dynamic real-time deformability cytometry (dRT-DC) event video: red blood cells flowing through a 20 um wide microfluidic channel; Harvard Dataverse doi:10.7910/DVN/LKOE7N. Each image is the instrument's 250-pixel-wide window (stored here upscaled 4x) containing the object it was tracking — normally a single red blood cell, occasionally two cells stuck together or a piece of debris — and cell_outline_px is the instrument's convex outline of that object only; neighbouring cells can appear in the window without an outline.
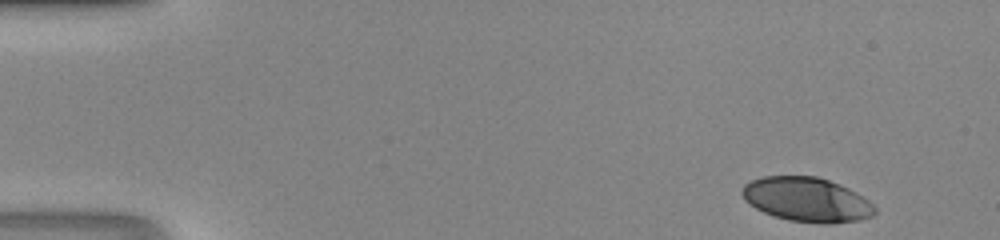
{"species": "human", "species_latin": "Homo sapiens", "temperature_condition": "room temperature", "stored_images_in_passage": 45, "segment_of_instrument_passage": [1, 2], "camera_frame_rate_fps": 3000, "um_per_image_px": 0.085, "donor": {"sex": "male"}, "frame": {"image": 1, "passage_image": 1, "time_ms": 0.0, "image_size_px": [1000, 240], "cell_outline_px": [[876, 212], [872, 216], [860, 220], [832, 224], [824, 224], [788, 220], [764, 212], [756, 208], [744, 200], [740, 192], [744, 184], [752, 180], [764, 176], [816, 176], [840, 184], [856, 192], [868, 200], [876, 208]], "centroid_in_image_um": [68.58, 16.97], "position_along_channel_um": 16.4, "area_um2": 34.39}}
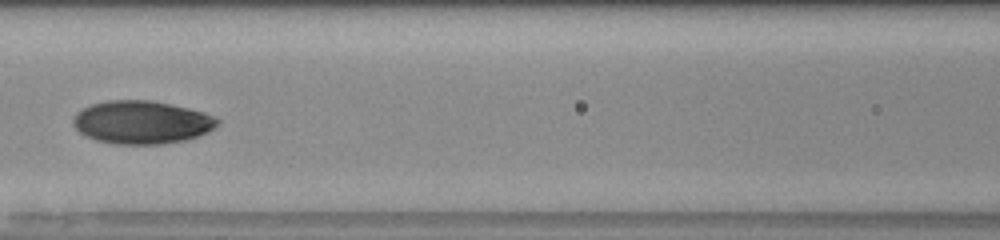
{"frame": {"image": 2, "passage_image": 19, "time_ms": 6.0, "image_size_px": [1000, 240], "cell_outline_px": [[220, 124], [216, 128], [200, 136], [188, 140], [160, 144], [116, 144], [96, 140], [80, 132], [72, 124], [72, 120], [76, 112], [92, 104], [108, 100], [152, 100], [188, 108], [204, 112], [220, 120]], "centroid_in_image_um": [12.08, 10.4], "position_along_channel_um": 154.5, "area_um2": 36.41}}
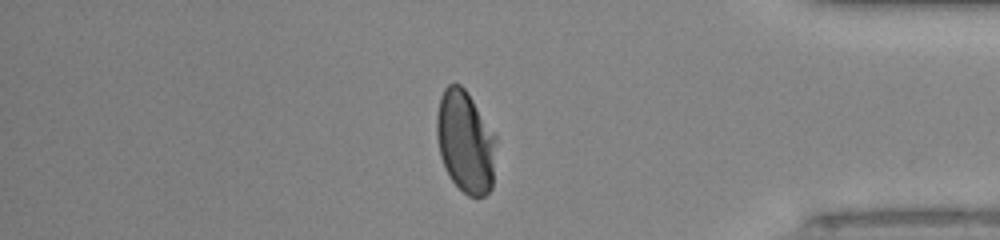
{"frame": {"image": 3, "passage_image": 37, "time_ms": 12.0, "image_size_px": [1000, 240], "cell_outline_px": [[496, 140], [492, 188], [484, 196], [476, 200], [468, 196], [452, 180], [444, 168], [440, 156], [436, 136], [436, 116], [440, 96], [444, 88], [448, 84], [460, 84], [464, 88], [496, 136]], "centroid_in_image_um": [39.54, 12.08], "position_along_channel_um": 395.7, "area_um2": 35.55}}